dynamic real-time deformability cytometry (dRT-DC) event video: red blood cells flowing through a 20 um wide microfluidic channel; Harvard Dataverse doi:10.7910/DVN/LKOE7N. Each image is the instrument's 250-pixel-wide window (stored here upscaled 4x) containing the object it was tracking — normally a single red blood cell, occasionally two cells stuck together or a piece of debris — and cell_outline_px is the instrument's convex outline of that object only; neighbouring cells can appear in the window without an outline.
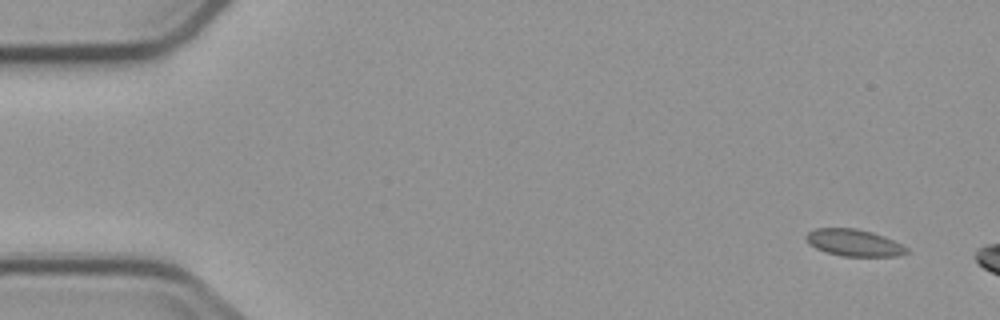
{"species": "common noctule bat (a hibernating species)", "species_latin": "Nyctalus noctula", "temperature_condition": "cold", "stored_images_in_passage": 5, "camera_frame_rate_fps": 3000, "um_per_image_px": 0.085, "animal": {"sex": "male", "body_mass_g": 23.1, "forearm_length_mm": 52.7}, "frame": {"image": 1, "passage_image": 1, "time_ms": 0.0, "image_size_px": [1000, 320], "cell_outline_px": [[908, 252], [896, 256], [844, 256], [828, 252], [816, 248], [808, 244], [804, 240], [804, 236], [808, 232], [816, 228], [856, 228], [872, 232], [884, 236], [908, 248]], "centroid_in_image_um": [72.54, 20.62], "position_along_channel_um": 12.5, "area_um2": 15.66}}